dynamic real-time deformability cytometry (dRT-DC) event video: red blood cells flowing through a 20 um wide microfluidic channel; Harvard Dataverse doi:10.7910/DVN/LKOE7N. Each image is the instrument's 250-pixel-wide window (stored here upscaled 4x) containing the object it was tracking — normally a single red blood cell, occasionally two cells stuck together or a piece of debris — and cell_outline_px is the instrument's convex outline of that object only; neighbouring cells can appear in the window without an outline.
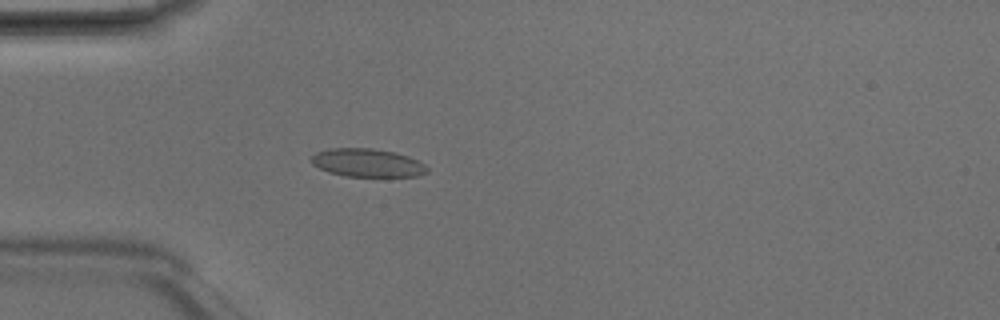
{"species": "Egyptian fruit bat (a non-hibernating species)", "species_latin": "Rousettus aegyptiacus", "temperature_condition": "room temperature", "stored_images_in_passage": 4, "camera_frame_rate_fps": 3000, "um_per_image_px": 0.085, "animal": {"sex": "male"}, "frame": {"image": 1, "passage_image": 4, "time_ms": 1.0, "image_size_px": [1000, 320], "cell_outline_px": [[428, 172], [416, 176], [344, 176], [328, 172], [312, 164], [312, 156], [316, 152], [328, 148], [372, 148], [392, 152], [408, 156], [424, 164], [428, 168]], "centroid_in_image_um": [31.2, 13.84], "position_along_channel_um": 53.8, "area_um2": 18.9}}